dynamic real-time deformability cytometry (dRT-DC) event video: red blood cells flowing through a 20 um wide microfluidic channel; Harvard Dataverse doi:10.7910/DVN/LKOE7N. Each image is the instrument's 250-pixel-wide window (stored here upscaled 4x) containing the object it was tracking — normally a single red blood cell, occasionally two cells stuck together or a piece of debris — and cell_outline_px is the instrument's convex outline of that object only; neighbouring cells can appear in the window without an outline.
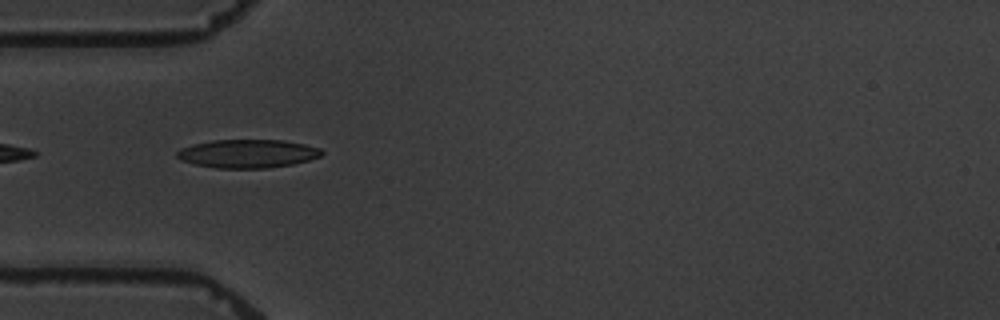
{"species": "common noctule bat (a hibernating species)", "species_latin": "Nyctalus noctula", "temperature_condition": "warm", "stored_images_in_passage": 5, "camera_frame_rate_fps": 3000, "um_per_image_px": 0.085, "animal": {"sex": "male", "body_mass_g": 19.5, "forearm_length_mm": 54.6}, "frame": {"image": 1, "passage_image": 5, "time_ms": 4.667, "image_size_px": [1000, 320], "cell_outline_px": [[324, 152], [320, 156], [308, 160], [292, 164], [268, 168], [216, 168], [196, 164], [180, 160], [176, 156], [176, 152], [180, 148], [212, 140], [284, 140], [304, 144], [320, 148]], "centroid_in_image_um": [21.05, 13.06], "position_along_channel_um": 64.0, "area_um2": 23.87}}